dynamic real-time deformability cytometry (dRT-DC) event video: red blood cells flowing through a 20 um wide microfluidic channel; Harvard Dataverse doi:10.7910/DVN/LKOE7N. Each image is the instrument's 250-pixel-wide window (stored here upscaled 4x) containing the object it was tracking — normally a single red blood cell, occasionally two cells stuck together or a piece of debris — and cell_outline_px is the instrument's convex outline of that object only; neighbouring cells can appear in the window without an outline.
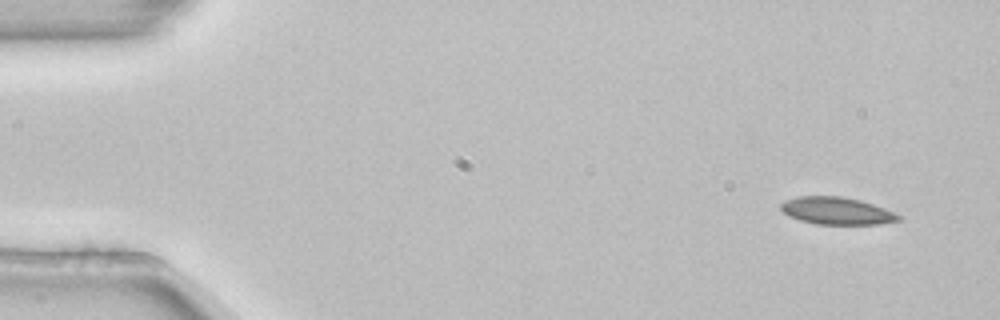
{"species": "common noctule bat (a hibernating species)", "species_latin": "Nyctalus noctula", "temperature_condition": "room temperature", "stored_images_in_passage": 5, "camera_frame_rate_fps": 3000, "um_per_image_px": 0.085, "animal": {"sex": "female", "body_mass_g": 22.7, "forearm_length_mm": 54.2}, "frame": {"image": 1, "passage_image": 1, "time_ms": 0.0, "image_size_px": [1000, 320], "cell_outline_px": [[904, 220], [876, 224], [816, 224], [800, 220], [788, 216], [780, 208], [780, 204], [784, 200], [796, 196], [840, 196], [860, 200], [884, 208], [904, 216]], "centroid_in_image_um": [71.13, 17.92], "position_along_channel_um": 13.9, "area_um2": 18.9}}
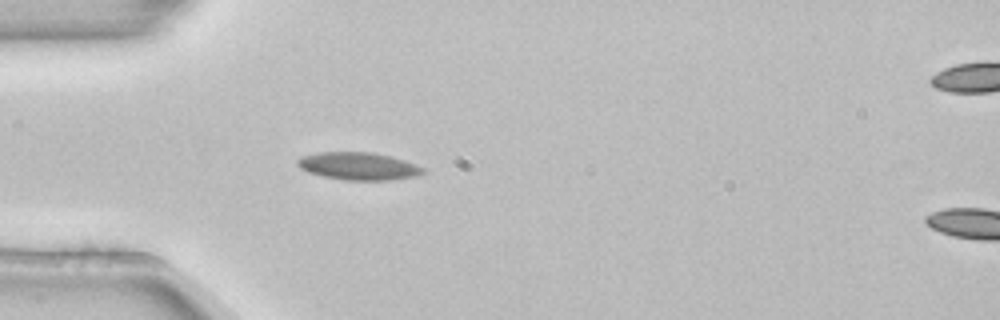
{"frame": {"image": 2, "passage_image": 4, "time_ms": 1.0, "image_size_px": [1000, 320], "cell_outline_px": [[424, 172], [416, 176], [392, 180], [344, 180], [324, 176], [308, 172], [300, 168], [296, 164], [296, 160], [300, 156], [320, 152], [372, 152], [404, 160], [424, 168]], "centroid_in_image_um": [30.43, 14.12], "position_along_channel_um": 54.6, "area_um2": 20.11}}